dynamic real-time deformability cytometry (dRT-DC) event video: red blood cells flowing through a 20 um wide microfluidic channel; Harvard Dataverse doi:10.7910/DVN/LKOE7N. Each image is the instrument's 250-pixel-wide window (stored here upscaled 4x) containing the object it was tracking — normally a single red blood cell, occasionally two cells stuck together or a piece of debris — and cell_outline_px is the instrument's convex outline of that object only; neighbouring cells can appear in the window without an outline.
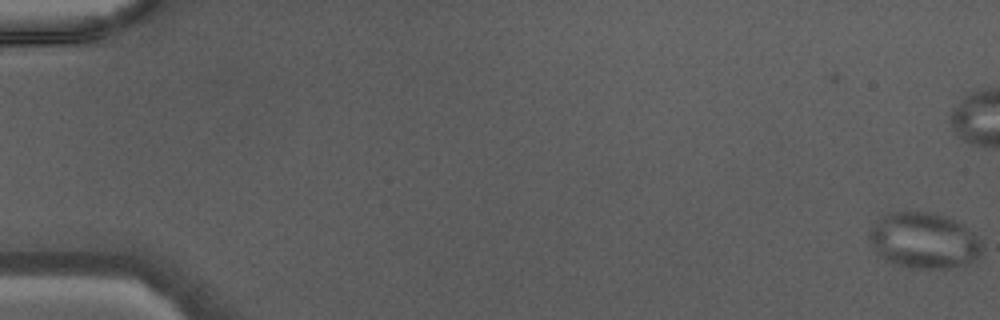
{"species": "Egyptian fruit bat (a non-hibernating species)", "species_latin": "Rousettus aegyptiacus", "temperature_condition": "warm", "stored_images_in_passage": 27, "camera_frame_rate_fps": 3000, "um_per_image_px": 0.085, "animal": {"sex": "male"}, "frame": {"image": 1, "passage_image": 1, "time_ms": 0.0, "image_size_px": [1000, 320], "cell_outline_px": [[984, 248], [980, 256], [976, 260], [952, 268], [908, 268], [884, 260], [876, 252], [868, 240], [868, 228], [884, 216], [892, 212], [932, 212], [948, 216], [980, 236], [984, 244]], "centroid_in_image_um": [78.56, 20.45], "position_along_channel_um": 6.4, "area_um2": 37.28}}